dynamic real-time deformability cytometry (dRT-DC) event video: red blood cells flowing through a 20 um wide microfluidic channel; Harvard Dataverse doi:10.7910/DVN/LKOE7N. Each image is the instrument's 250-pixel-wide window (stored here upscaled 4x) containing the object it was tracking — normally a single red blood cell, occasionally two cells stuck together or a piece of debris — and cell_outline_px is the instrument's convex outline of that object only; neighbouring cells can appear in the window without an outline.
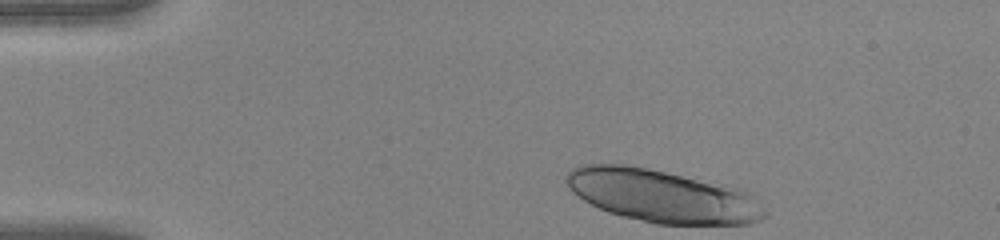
{"species": "human", "species_latin": "Homo sapiens", "temperature_condition": "warm", "stored_images_in_passage": 34, "segment_of_instrument_passage": [1, 2], "camera_frame_rate_fps": 3000, "um_per_image_px": 0.085, "donor": {"sex": "female"}, "frame": {"image": 1, "passage_image": 1, "time_ms": 0.0, "image_size_px": [1000, 240], "cell_outline_px": [[768, 216], [752, 224], [656, 224], [608, 212], [584, 200], [572, 192], [568, 188], [564, 180], [564, 176], [572, 168], [580, 164], [628, 164], [724, 184], [740, 188], [748, 192], [768, 212]], "centroid_in_image_um": [56.29, 16.65], "position_along_channel_um": 28.7, "area_um2": 61.15}}